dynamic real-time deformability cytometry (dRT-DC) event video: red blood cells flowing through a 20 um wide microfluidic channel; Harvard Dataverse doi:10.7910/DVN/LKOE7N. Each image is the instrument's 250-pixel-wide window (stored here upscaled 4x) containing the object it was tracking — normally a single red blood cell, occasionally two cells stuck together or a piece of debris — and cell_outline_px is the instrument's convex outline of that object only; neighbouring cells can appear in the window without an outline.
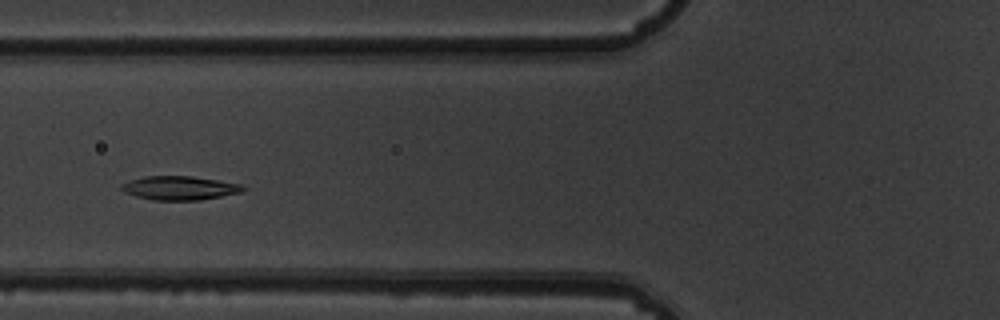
{"species": "common noctule bat (a hibernating species)", "species_latin": "Nyctalus noctula", "temperature_condition": "warm", "stored_images_in_passage": 6, "camera_frame_rate_fps": 3000, "um_per_image_px": 0.085, "animal": {"sex": "male", "body_mass_g": 19.5, "forearm_length_mm": 54.6}, "frame": {"image": 1, "passage_image": 4, "time_ms": 1.0, "image_size_px": [1000, 320], "cell_outline_px": [[244, 188], [240, 192], [200, 200], [152, 200], [136, 196], [124, 192], [120, 188], [120, 184], [144, 176], [192, 176], [244, 184]], "centroid_in_image_um": [15.25, 15.97], "position_along_channel_um": 110.6, "area_um2": 16.82}}
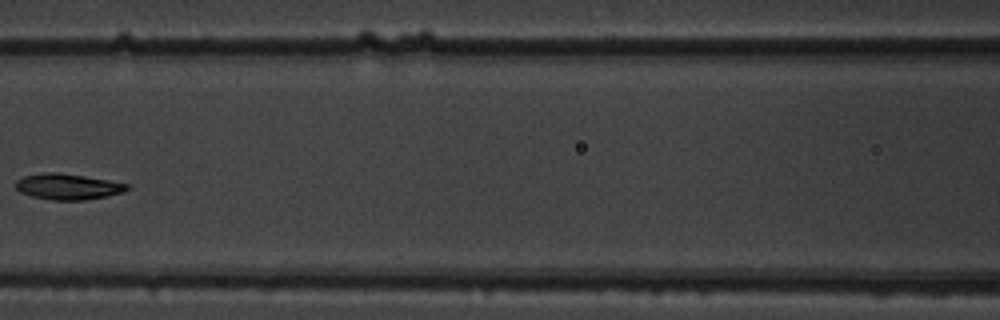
{"frame": {"image": 2, "passage_image": 5, "time_ms": 1.333, "image_size_px": [1000, 320], "cell_outline_px": [[128, 188], [124, 192], [108, 196], [84, 200], [52, 200], [32, 196], [20, 192], [16, 188], [16, 180], [24, 176], [44, 172], [56, 172], [84, 176], [108, 180], [128, 184]], "centroid_in_image_um": [5.76, 15.86], "position_along_channel_um": 160.8, "area_um2": 16.7}}
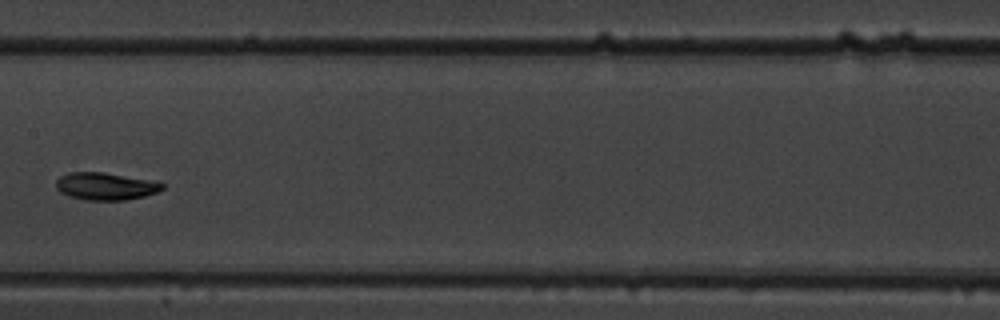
{"frame": {"image": 3, "passage_image": 6, "time_ms": 1.667, "image_size_px": [1000, 320], "cell_outline_px": [[164, 188], [156, 192], [144, 196], [124, 200], [84, 200], [68, 196], [60, 192], [56, 188], [56, 180], [60, 176], [68, 172], [104, 172], [164, 184]], "centroid_in_image_um": [8.88, 15.84], "position_along_channel_um": 198.5, "area_um2": 16.7}}